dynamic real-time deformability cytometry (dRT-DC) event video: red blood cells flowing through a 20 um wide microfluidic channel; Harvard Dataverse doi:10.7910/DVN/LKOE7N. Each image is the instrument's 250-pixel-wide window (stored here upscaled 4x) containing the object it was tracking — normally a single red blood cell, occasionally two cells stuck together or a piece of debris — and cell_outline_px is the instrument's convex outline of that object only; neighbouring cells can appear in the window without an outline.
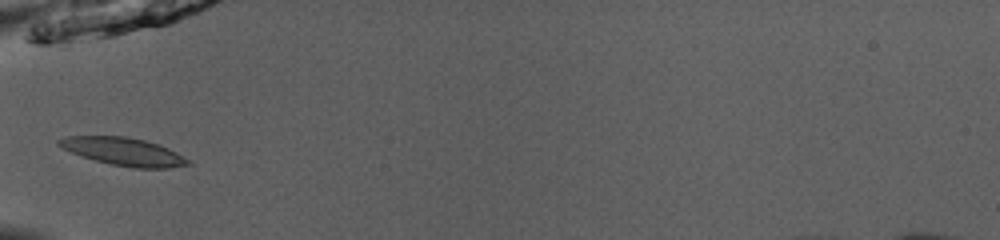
{"species": "common noctule bat (a hibernating species)", "species_latin": "Nyctalus noctula", "temperature_condition": "room temperature", "stored_images_in_passage": 33, "camera_frame_rate_fps": 3000, "um_per_image_px": 0.085, "animal": {"sex": "male", "body_mass_g": 13.0, "forearm_length_mm": 53.1}, "frame": {"image": 1, "passage_image": 1, "time_ms": 0.0, "image_size_px": [1000, 240], "cell_outline_px": [[192, 164], [168, 168], [132, 168], [112, 164], [96, 160], [72, 152], [56, 144], [56, 140], [64, 136], [124, 136], [144, 140], [168, 148], [184, 156]], "centroid_in_image_um": [10.5, 12.88], "position_along_channel_um": 74.5, "area_um2": 20.69}}
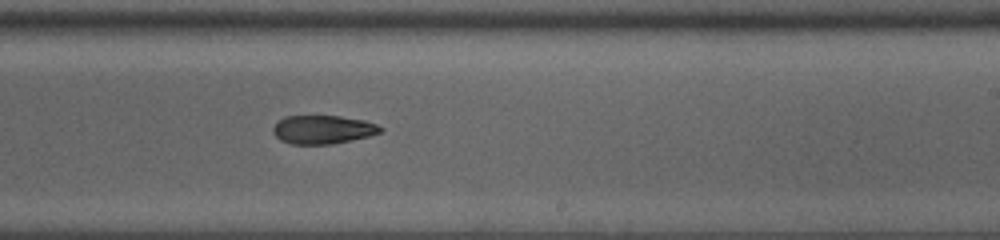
{"frame": {"image": 2, "passage_image": 15, "time_ms": 4.667, "image_size_px": [1000, 240], "cell_outline_px": [[384, 128], [380, 132], [368, 136], [332, 144], [292, 144], [280, 140], [272, 132], [272, 128], [284, 116], [340, 116], [364, 120], [376, 124]], "centroid_in_image_um": [27.43, 11.01], "position_along_channel_um": 261.6, "area_um2": 17.74}}
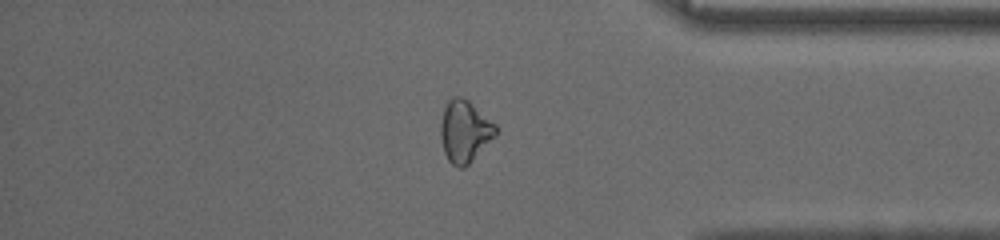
{"frame": {"image": 3, "passage_image": 26, "time_ms": 8.333, "image_size_px": [1000, 240], "cell_outline_px": [[496, 136], [464, 168], [460, 168], [452, 164], [448, 160], [444, 152], [440, 140], [440, 124], [444, 108], [448, 100], [452, 96], [460, 96], [468, 100], [496, 124]], "centroid_in_image_um": [39.48, 11.15], "position_along_channel_um": 395.7, "area_um2": 19.94}, "authors_computed_cell_mechanics": {"area_um2": 19.074, "velocity_mm_per_s": 3.9847, "shape_relaxation_time_tau1_ms": null, "shape_relaxation_time_tau2_ms": 5.4853, "deformation_change_tau1": null, "deformation_change_tau2": 0.1363}}